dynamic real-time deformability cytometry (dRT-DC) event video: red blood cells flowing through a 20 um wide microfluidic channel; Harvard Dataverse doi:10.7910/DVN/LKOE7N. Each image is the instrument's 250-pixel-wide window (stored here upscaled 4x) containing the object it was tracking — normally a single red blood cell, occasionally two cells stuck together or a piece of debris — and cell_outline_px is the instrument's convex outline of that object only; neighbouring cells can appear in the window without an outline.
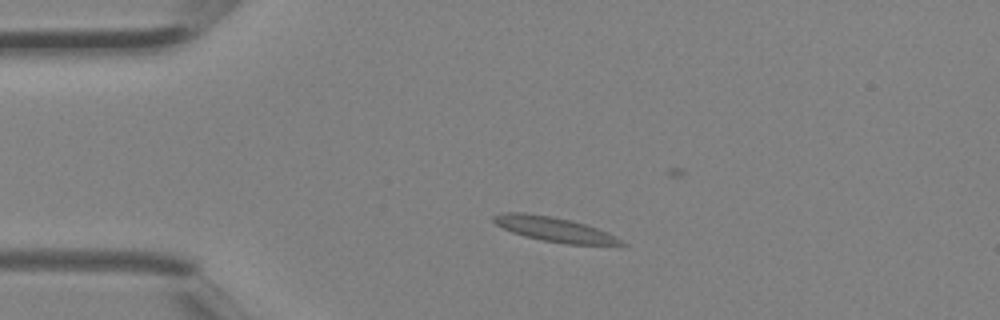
{"species": "Egyptian fruit bat (a non-hibernating species)", "species_latin": "Rousettus aegyptiacus", "temperature_condition": "room temperature", "stored_images_in_passage": 2, "camera_frame_rate_fps": 3000, "um_per_image_px": 0.085, "animal": {"sex": "female"}, "frame": {"image": 1, "passage_image": 1, "time_ms": 0.0, "image_size_px": [1000, 320], "cell_outline_px": [[628, 244], [568, 244], [544, 240], [524, 236], [512, 232], [496, 224], [492, 220], [492, 216], [504, 212], [524, 212], [552, 216], [572, 220], [608, 232], [616, 236]], "centroid_in_image_um": [47.08, 19.47], "position_along_channel_um": 37.9, "area_um2": 18.09}}